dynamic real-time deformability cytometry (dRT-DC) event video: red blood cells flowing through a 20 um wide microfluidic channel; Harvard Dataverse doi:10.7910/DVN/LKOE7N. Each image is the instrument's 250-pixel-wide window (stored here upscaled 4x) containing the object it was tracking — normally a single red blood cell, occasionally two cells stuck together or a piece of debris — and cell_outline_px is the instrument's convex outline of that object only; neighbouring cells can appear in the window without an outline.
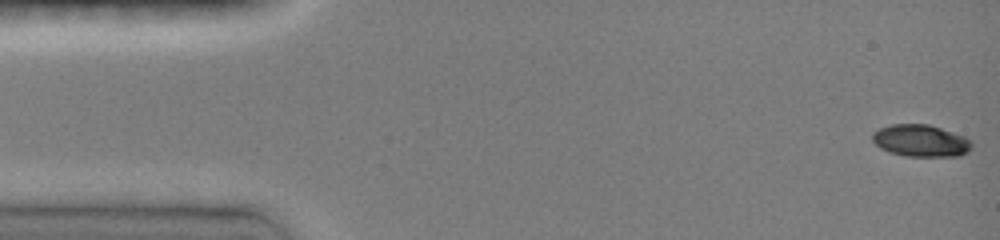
{"species": "common noctule bat (a hibernating species)", "species_latin": "Nyctalus noctula", "temperature_condition": "room temperature", "stored_images_in_passage": 43, "camera_frame_rate_fps": 3000, "um_per_image_px": 0.085, "animal": {"sex": "female", "body_mass_g": 19.0, "forearm_length_mm": 51.5}, "frame": {"image": 1, "passage_image": 1, "time_ms": 0.0, "image_size_px": [1000, 240], "cell_outline_px": [[972, 148], [968, 152], [960, 156], [904, 156], [888, 152], [880, 148], [872, 140], [872, 132], [880, 128], [892, 124], [928, 124], [964, 136], [972, 144]], "centroid_in_image_um": [78.24, 11.97], "position_along_channel_um": 6.8, "area_um2": 18.55}}
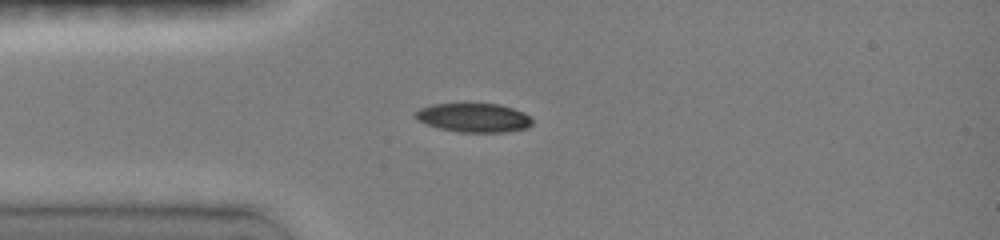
{"frame": {"image": 2, "passage_image": 16, "time_ms": 3.667, "image_size_px": [1000, 240], "cell_outline_px": [[532, 124], [528, 128], [508, 132], [460, 132], [440, 128], [424, 124], [416, 120], [416, 112], [420, 108], [432, 104], [500, 104], [524, 112], [532, 120]], "centroid_in_image_um": [40.28, 10.01], "position_along_channel_um": 44.7, "area_um2": 19.71}}
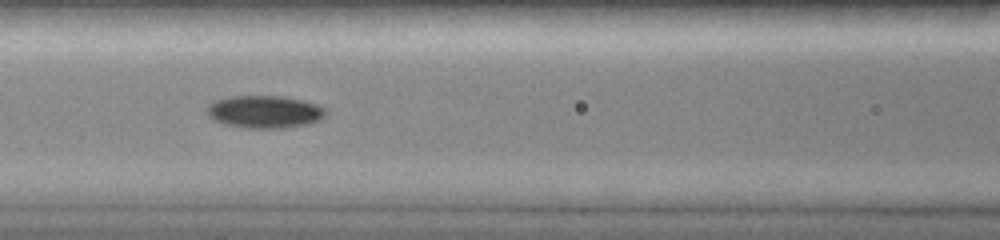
{"frame": {"image": 3, "passage_image": 35, "time_ms": 6.333, "image_size_px": [1000, 240], "cell_outline_px": [[324, 116], [320, 120], [312, 124], [280, 128], [244, 128], [228, 124], [216, 120], [208, 116], [208, 104], [216, 100], [228, 96], [284, 96], [316, 104], [324, 108]], "centroid_in_image_um": [22.5, 9.5], "position_along_channel_um": 144.1, "area_um2": 22.37}}